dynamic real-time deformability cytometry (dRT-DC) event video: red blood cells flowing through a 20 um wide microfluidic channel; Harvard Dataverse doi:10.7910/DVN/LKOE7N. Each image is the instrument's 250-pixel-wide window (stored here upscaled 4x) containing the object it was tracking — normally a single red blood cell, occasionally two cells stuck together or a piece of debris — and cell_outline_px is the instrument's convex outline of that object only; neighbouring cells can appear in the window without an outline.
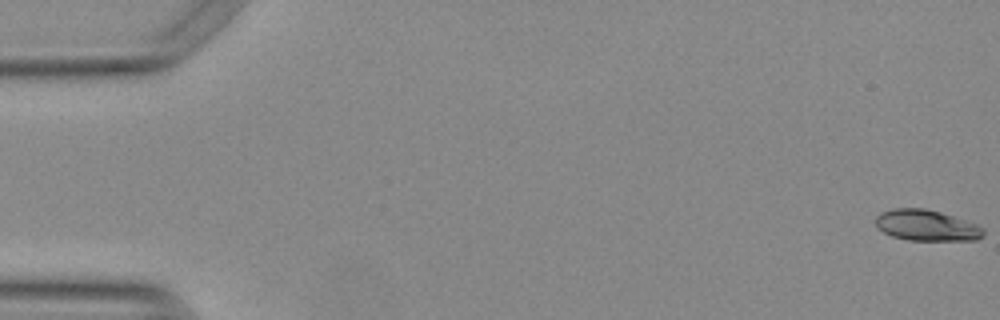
{"species": "Egyptian fruit bat (a non-hibernating species)", "species_latin": "Rousettus aegyptiacus", "temperature_condition": "warm", "stored_images_in_passage": 55, "camera_frame_rate_fps": 3000, "um_per_image_px": 0.085, "animal": {"sex": "female"}, "frame": {"image": 1, "passage_image": 1, "time_ms": 0.0, "image_size_px": [1000, 320], "cell_outline_px": [[984, 236], [976, 240], [908, 240], [892, 236], [884, 232], [876, 224], [876, 216], [880, 212], [892, 208], [924, 208], [940, 212], [980, 224], [984, 228]], "centroid_in_image_um": [78.8, 19.15], "position_along_channel_um": 6.2, "area_um2": 19.59}}
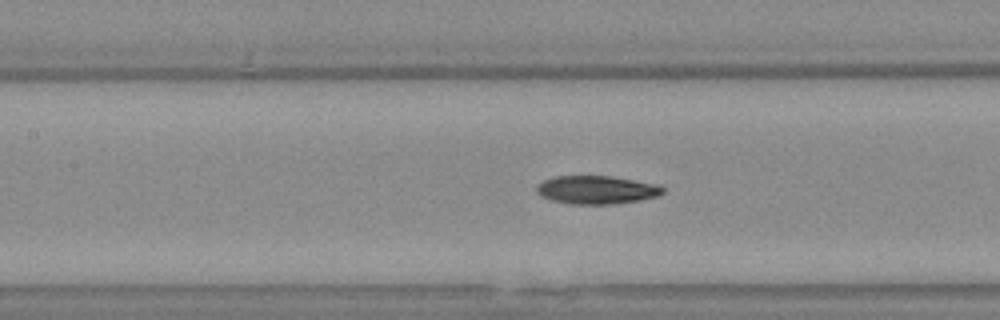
{"frame": {"image": 2, "passage_image": 25, "time_ms": 8.0, "image_size_px": [1000, 320], "cell_outline_px": [[664, 192], [660, 196], [640, 200], [612, 204], [572, 204], [552, 200], [540, 196], [536, 192], [536, 184], [552, 176], [608, 176], [632, 180], [652, 184], [664, 188]], "centroid_in_image_um": [50.65, 16.14], "position_along_channel_um": 156.8, "area_um2": 20.69}}
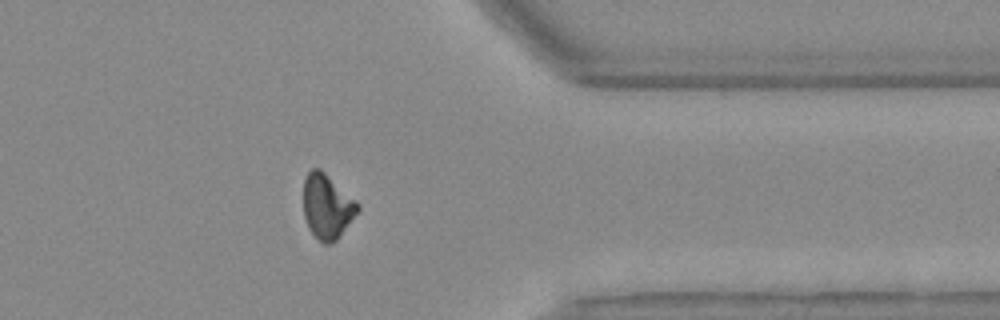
{"frame": {"image": 3, "passage_image": 44, "time_ms": 14.333, "image_size_px": [1000, 320], "cell_outline_px": [[360, 208], [336, 240], [332, 244], [324, 244], [308, 228], [304, 216], [304, 180], [308, 172], [312, 168], [320, 168], [356, 200], [360, 204]], "centroid_in_image_um": [27.8, 17.53], "position_along_channel_um": 383.6, "area_um2": 20.23}, "authors_computed_cell_mechanics": {"area_um2": 20.4034, "velocity_mm_per_s": 3.789, "shape_relaxation_time_tau1_ms": null, "shape_relaxation_time_tau2_ms": 8.6376, "deformation_change_tau1": null, "deformation_change_tau2": 0.1391}}